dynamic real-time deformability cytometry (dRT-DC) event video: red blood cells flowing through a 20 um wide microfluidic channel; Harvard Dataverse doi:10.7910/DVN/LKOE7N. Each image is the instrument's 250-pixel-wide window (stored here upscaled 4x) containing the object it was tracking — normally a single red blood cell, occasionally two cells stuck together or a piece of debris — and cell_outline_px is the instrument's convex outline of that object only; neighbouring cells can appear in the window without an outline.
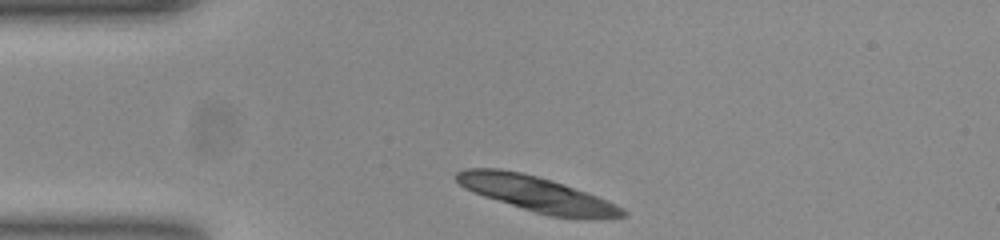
{"species": "common noctule bat (a hibernating species)", "species_latin": "Nyctalus noctula", "temperature_condition": "room temperature", "stored_images_in_passage": 33, "camera_frame_rate_fps": 3000, "um_per_image_px": 0.085, "animal": {"sex": "female", "body_mass_g": 23.0, "forearm_length_mm": 53.4}, "frame": {"image": 1, "passage_image": 1, "time_ms": 0.0, "image_size_px": [1000, 240], "cell_outline_px": [[628, 216], [548, 216], [484, 196], [464, 188], [456, 180], [456, 172], [468, 168], [496, 168], [520, 172], [536, 176], [596, 196], [616, 204], [624, 208], [628, 212]], "centroid_in_image_um": [45.53, 16.45], "position_along_channel_um": 39.5, "area_um2": 32.66}}
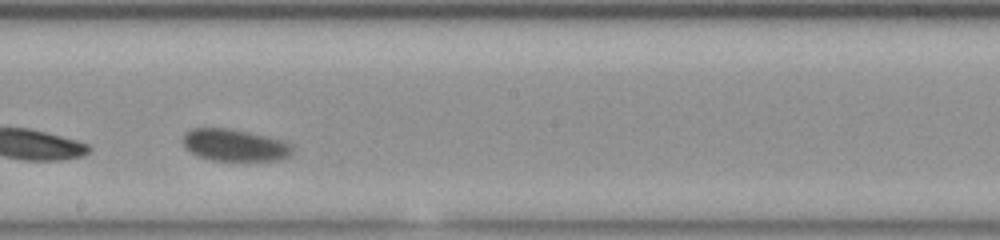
{"frame": {"image": 2, "passage_image": 19, "time_ms": 6.0, "image_size_px": [1000, 240], "cell_outline_px": [[292, 152], [284, 160], [212, 160], [200, 156], [192, 152], [184, 144], [184, 132], [192, 128], [228, 128], [248, 132], [280, 140], [288, 144], [292, 148]], "centroid_in_image_um": [19.94, 12.33], "position_along_channel_um": 228.3, "area_um2": 19.94}}
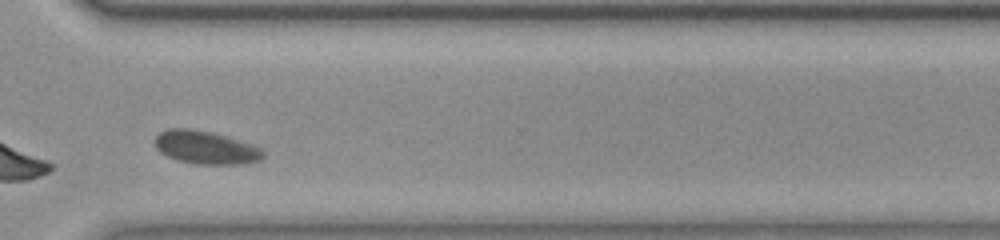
{"frame": {"image": 3, "passage_image": 29, "time_ms": 9.333, "image_size_px": [1000, 240], "cell_outline_px": [[264, 156], [260, 160], [244, 164], [196, 164], [176, 160], [160, 152], [156, 148], [156, 136], [160, 132], [168, 128], [192, 128], [224, 136], [260, 148], [264, 152]], "centroid_in_image_um": [17.45, 12.55], "position_along_channel_um": 353.2, "area_um2": 20.58}, "authors_computed_cell_mechanics": {"area_um2": 20.6346, "velocity_mm_per_s": 3.7271, "shape_relaxation_time_tau1_ms": 10.0706, "shape_relaxation_time_tau2_ms": null, "deformation_change_tau1": 0.0841, "deformation_change_tau2": null}}